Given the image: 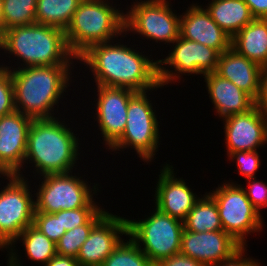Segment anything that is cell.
I'll return each instance as SVG.
<instances>
[{
    "label": "cell",
    "mask_w": 267,
    "mask_h": 266,
    "mask_svg": "<svg viewBox=\"0 0 267 266\" xmlns=\"http://www.w3.org/2000/svg\"><path fill=\"white\" fill-rule=\"evenodd\" d=\"M141 53L121 43L105 42L90 46L77 59L92 70L96 85L136 92L163 87L158 79V61Z\"/></svg>",
    "instance_id": "obj_1"
},
{
    "label": "cell",
    "mask_w": 267,
    "mask_h": 266,
    "mask_svg": "<svg viewBox=\"0 0 267 266\" xmlns=\"http://www.w3.org/2000/svg\"><path fill=\"white\" fill-rule=\"evenodd\" d=\"M0 67L10 70L16 111L32 119L55 118L53 108L70 84L71 65Z\"/></svg>",
    "instance_id": "obj_2"
},
{
    "label": "cell",
    "mask_w": 267,
    "mask_h": 266,
    "mask_svg": "<svg viewBox=\"0 0 267 266\" xmlns=\"http://www.w3.org/2000/svg\"><path fill=\"white\" fill-rule=\"evenodd\" d=\"M58 118L33 119L24 159L41 176L71 173L79 155V138ZM27 160V161H26Z\"/></svg>",
    "instance_id": "obj_3"
},
{
    "label": "cell",
    "mask_w": 267,
    "mask_h": 266,
    "mask_svg": "<svg viewBox=\"0 0 267 266\" xmlns=\"http://www.w3.org/2000/svg\"><path fill=\"white\" fill-rule=\"evenodd\" d=\"M0 49L22 59V67L72 65L73 58L77 60L67 44L64 30L39 23L5 30Z\"/></svg>",
    "instance_id": "obj_4"
},
{
    "label": "cell",
    "mask_w": 267,
    "mask_h": 266,
    "mask_svg": "<svg viewBox=\"0 0 267 266\" xmlns=\"http://www.w3.org/2000/svg\"><path fill=\"white\" fill-rule=\"evenodd\" d=\"M124 14L108 0H82L64 30L71 52L78 58L90 46L125 34Z\"/></svg>",
    "instance_id": "obj_5"
},
{
    "label": "cell",
    "mask_w": 267,
    "mask_h": 266,
    "mask_svg": "<svg viewBox=\"0 0 267 266\" xmlns=\"http://www.w3.org/2000/svg\"><path fill=\"white\" fill-rule=\"evenodd\" d=\"M9 183L0 191V249L8 248V266H23L15 253L16 238L33 224L34 196L24 176L3 175ZM14 245V246H12ZM10 246V247H9ZM11 248V249H10Z\"/></svg>",
    "instance_id": "obj_6"
},
{
    "label": "cell",
    "mask_w": 267,
    "mask_h": 266,
    "mask_svg": "<svg viewBox=\"0 0 267 266\" xmlns=\"http://www.w3.org/2000/svg\"><path fill=\"white\" fill-rule=\"evenodd\" d=\"M183 230V221L164 214L157 208L146 219H128V237L138 244L154 265L180 253Z\"/></svg>",
    "instance_id": "obj_7"
},
{
    "label": "cell",
    "mask_w": 267,
    "mask_h": 266,
    "mask_svg": "<svg viewBox=\"0 0 267 266\" xmlns=\"http://www.w3.org/2000/svg\"><path fill=\"white\" fill-rule=\"evenodd\" d=\"M146 92H136L130 98L124 133L109 149L134 148L138 157L148 163L158 151L160 135L159 122Z\"/></svg>",
    "instance_id": "obj_8"
},
{
    "label": "cell",
    "mask_w": 267,
    "mask_h": 266,
    "mask_svg": "<svg viewBox=\"0 0 267 266\" xmlns=\"http://www.w3.org/2000/svg\"><path fill=\"white\" fill-rule=\"evenodd\" d=\"M209 194L219 210L223 231L231 235L242 246L246 245V234L261 232L263 218L247 198L244 187L233 182L224 183Z\"/></svg>",
    "instance_id": "obj_9"
},
{
    "label": "cell",
    "mask_w": 267,
    "mask_h": 266,
    "mask_svg": "<svg viewBox=\"0 0 267 266\" xmlns=\"http://www.w3.org/2000/svg\"><path fill=\"white\" fill-rule=\"evenodd\" d=\"M36 192L35 212L55 213L81 207H98L93 201V194L99 190L88 186L87 181L69 173L49 174ZM86 182V183H85ZM97 189V190H96ZM92 190L94 191L92 194Z\"/></svg>",
    "instance_id": "obj_10"
},
{
    "label": "cell",
    "mask_w": 267,
    "mask_h": 266,
    "mask_svg": "<svg viewBox=\"0 0 267 266\" xmlns=\"http://www.w3.org/2000/svg\"><path fill=\"white\" fill-rule=\"evenodd\" d=\"M134 2L124 14V32H135L146 39L173 43L180 36V16L166 0Z\"/></svg>",
    "instance_id": "obj_11"
},
{
    "label": "cell",
    "mask_w": 267,
    "mask_h": 266,
    "mask_svg": "<svg viewBox=\"0 0 267 266\" xmlns=\"http://www.w3.org/2000/svg\"><path fill=\"white\" fill-rule=\"evenodd\" d=\"M173 47V50L168 54L169 56L165 59L157 60L158 79L162 86L171 83V81L173 83L174 80L177 82L176 80L181 77L180 73L205 75L217 70L220 55L217 50L181 36L173 42ZM163 65H169L175 71H169Z\"/></svg>",
    "instance_id": "obj_12"
},
{
    "label": "cell",
    "mask_w": 267,
    "mask_h": 266,
    "mask_svg": "<svg viewBox=\"0 0 267 266\" xmlns=\"http://www.w3.org/2000/svg\"><path fill=\"white\" fill-rule=\"evenodd\" d=\"M120 234V235H119ZM128 236V219L107 213L93 226L76 257L80 266H101Z\"/></svg>",
    "instance_id": "obj_13"
},
{
    "label": "cell",
    "mask_w": 267,
    "mask_h": 266,
    "mask_svg": "<svg viewBox=\"0 0 267 266\" xmlns=\"http://www.w3.org/2000/svg\"><path fill=\"white\" fill-rule=\"evenodd\" d=\"M96 119L107 147L124 133L130 98L136 91L124 87L97 85Z\"/></svg>",
    "instance_id": "obj_14"
},
{
    "label": "cell",
    "mask_w": 267,
    "mask_h": 266,
    "mask_svg": "<svg viewBox=\"0 0 267 266\" xmlns=\"http://www.w3.org/2000/svg\"><path fill=\"white\" fill-rule=\"evenodd\" d=\"M32 120L18 111L0 117V175L22 176Z\"/></svg>",
    "instance_id": "obj_15"
},
{
    "label": "cell",
    "mask_w": 267,
    "mask_h": 266,
    "mask_svg": "<svg viewBox=\"0 0 267 266\" xmlns=\"http://www.w3.org/2000/svg\"><path fill=\"white\" fill-rule=\"evenodd\" d=\"M223 121L228 156L233 152L257 150L267 144V113L257 106Z\"/></svg>",
    "instance_id": "obj_16"
},
{
    "label": "cell",
    "mask_w": 267,
    "mask_h": 266,
    "mask_svg": "<svg viewBox=\"0 0 267 266\" xmlns=\"http://www.w3.org/2000/svg\"><path fill=\"white\" fill-rule=\"evenodd\" d=\"M241 247L240 243L223 230L192 232L184 229L180 254L211 266L231 257Z\"/></svg>",
    "instance_id": "obj_17"
},
{
    "label": "cell",
    "mask_w": 267,
    "mask_h": 266,
    "mask_svg": "<svg viewBox=\"0 0 267 266\" xmlns=\"http://www.w3.org/2000/svg\"><path fill=\"white\" fill-rule=\"evenodd\" d=\"M170 164L163 166L155 192V208L173 218L184 221L199 199L187 186L184 179L174 176Z\"/></svg>",
    "instance_id": "obj_18"
},
{
    "label": "cell",
    "mask_w": 267,
    "mask_h": 266,
    "mask_svg": "<svg viewBox=\"0 0 267 266\" xmlns=\"http://www.w3.org/2000/svg\"><path fill=\"white\" fill-rule=\"evenodd\" d=\"M188 9L180 16L181 37L211 47L220 54L231 48V36L216 24L206 9L196 4Z\"/></svg>",
    "instance_id": "obj_19"
},
{
    "label": "cell",
    "mask_w": 267,
    "mask_h": 266,
    "mask_svg": "<svg viewBox=\"0 0 267 266\" xmlns=\"http://www.w3.org/2000/svg\"><path fill=\"white\" fill-rule=\"evenodd\" d=\"M203 76L211 102L222 119L248 112L255 106V100L249 94L216 72Z\"/></svg>",
    "instance_id": "obj_20"
},
{
    "label": "cell",
    "mask_w": 267,
    "mask_h": 266,
    "mask_svg": "<svg viewBox=\"0 0 267 266\" xmlns=\"http://www.w3.org/2000/svg\"><path fill=\"white\" fill-rule=\"evenodd\" d=\"M262 69L260 65L230 48L219 55L215 72L234 83L255 100L259 93Z\"/></svg>",
    "instance_id": "obj_21"
},
{
    "label": "cell",
    "mask_w": 267,
    "mask_h": 266,
    "mask_svg": "<svg viewBox=\"0 0 267 266\" xmlns=\"http://www.w3.org/2000/svg\"><path fill=\"white\" fill-rule=\"evenodd\" d=\"M231 48L267 68V19L255 18L242 28L232 37Z\"/></svg>",
    "instance_id": "obj_22"
},
{
    "label": "cell",
    "mask_w": 267,
    "mask_h": 266,
    "mask_svg": "<svg viewBox=\"0 0 267 266\" xmlns=\"http://www.w3.org/2000/svg\"><path fill=\"white\" fill-rule=\"evenodd\" d=\"M206 10L231 38L255 19L244 0H212Z\"/></svg>",
    "instance_id": "obj_23"
},
{
    "label": "cell",
    "mask_w": 267,
    "mask_h": 266,
    "mask_svg": "<svg viewBox=\"0 0 267 266\" xmlns=\"http://www.w3.org/2000/svg\"><path fill=\"white\" fill-rule=\"evenodd\" d=\"M183 224L184 229L192 232L223 230L218 207L209 193L202 198L199 197Z\"/></svg>",
    "instance_id": "obj_24"
},
{
    "label": "cell",
    "mask_w": 267,
    "mask_h": 266,
    "mask_svg": "<svg viewBox=\"0 0 267 266\" xmlns=\"http://www.w3.org/2000/svg\"><path fill=\"white\" fill-rule=\"evenodd\" d=\"M82 0H37L36 23L65 30Z\"/></svg>",
    "instance_id": "obj_25"
},
{
    "label": "cell",
    "mask_w": 267,
    "mask_h": 266,
    "mask_svg": "<svg viewBox=\"0 0 267 266\" xmlns=\"http://www.w3.org/2000/svg\"><path fill=\"white\" fill-rule=\"evenodd\" d=\"M22 240L28 259L41 262L43 265L53 258L56 253V243L50 240L33 224L28 226L16 240Z\"/></svg>",
    "instance_id": "obj_26"
},
{
    "label": "cell",
    "mask_w": 267,
    "mask_h": 266,
    "mask_svg": "<svg viewBox=\"0 0 267 266\" xmlns=\"http://www.w3.org/2000/svg\"><path fill=\"white\" fill-rule=\"evenodd\" d=\"M106 213L105 209L101 208L86 224L66 231L56 243V253L76 258L91 229Z\"/></svg>",
    "instance_id": "obj_27"
},
{
    "label": "cell",
    "mask_w": 267,
    "mask_h": 266,
    "mask_svg": "<svg viewBox=\"0 0 267 266\" xmlns=\"http://www.w3.org/2000/svg\"><path fill=\"white\" fill-rule=\"evenodd\" d=\"M36 4L37 0H3L4 30L36 23Z\"/></svg>",
    "instance_id": "obj_28"
},
{
    "label": "cell",
    "mask_w": 267,
    "mask_h": 266,
    "mask_svg": "<svg viewBox=\"0 0 267 266\" xmlns=\"http://www.w3.org/2000/svg\"><path fill=\"white\" fill-rule=\"evenodd\" d=\"M129 240V241H128ZM111 252L101 266H155L131 238Z\"/></svg>",
    "instance_id": "obj_29"
},
{
    "label": "cell",
    "mask_w": 267,
    "mask_h": 266,
    "mask_svg": "<svg viewBox=\"0 0 267 266\" xmlns=\"http://www.w3.org/2000/svg\"><path fill=\"white\" fill-rule=\"evenodd\" d=\"M33 225L54 243H57L66 230H62L61 211L55 213L35 212Z\"/></svg>",
    "instance_id": "obj_30"
},
{
    "label": "cell",
    "mask_w": 267,
    "mask_h": 266,
    "mask_svg": "<svg viewBox=\"0 0 267 266\" xmlns=\"http://www.w3.org/2000/svg\"><path fill=\"white\" fill-rule=\"evenodd\" d=\"M16 111L14 86L9 69L0 67V117Z\"/></svg>",
    "instance_id": "obj_31"
},
{
    "label": "cell",
    "mask_w": 267,
    "mask_h": 266,
    "mask_svg": "<svg viewBox=\"0 0 267 266\" xmlns=\"http://www.w3.org/2000/svg\"><path fill=\"white\" fill-rule=\"evenodd\" d=\"M100 209V207H81L61 210L62 230L68 231L86 224Z\"/></svg>",
    "instance_id": "obj_32"
},
{
    "label": "cell",
    "mask_w": 267,
    "mask_h": 266,
    "mask_svg": "<svg viewBox=\"0 0 267 266\" xmlns=\"http://www.w3.org/2000/svg\"><path fill=\"white\" fill-rule=\"evenodd\" d=\"M229 160L236 159L238 173L248 178H255V173L261 166L257 150L233 152Z\"/></svg>",
    "instance_id": "obj_33"
},
{
    "label": "cell",
    "mask_w": 267,
    "mask_h": 266,
    "mask_svg": "<svg viewBox=\"0 0 267 266\" xmlns=\"http://www.w3.org/2000/svg\"><path fill=\"white\" fill-rule=\"evenodd\" d=\"M248 190L244 188L247 198L253 207L261 214V210L267 207V185L255 178H248Z\"/></svg>",
    "instance_id": "obj_34"
},
{
    "label": "cell",
    "mask_w": 267,
    "mask_h": 266,
    "mask_svg": "<svg viewBox=\"0 0 267 266\" xmlns=\"http://www.w3.org/2000/svg\"><path fill=\"white\" fill-rule=\"evenodd\" d=\"M245 250H247L246 247L242 246L231 257L223 260L219 264L211 266H260V263L257 260H253L252 258L247 257V255H244V252H246Z\"/></svg>",
    "instance_id": "obj_35"
},
{
    "label": "cell",
    "mask_w": 267,
    "mask_h": 266,
    "mask_svg": "<svg viewBox=\"0 0 267 266\" xmlns=\"http://www.w3.org/2000/svg\"><path fill=\"white\" fill-rule=\"evenodd\" d=\"M155 266H207L206 264L194 260L183 254L173 255L169 258L159 261Z\"/></svg>",
    "instance_id": "obj_36"
},
{
    "label": "cell",
    "mask_w": 267,
    "mask_h": 266,
    "mask_svg": "<svg viewBox=\"0 0 267 266\" xmlns=\"http://www.w3.org/2000/svg\"><path fill=\"white\" fill-rule=\"evenodd\" d=\"M255 106L267 113V68H263L260 75L259 93L255 99Z\"/></svg>",
    "instance_id": "obj_37"
},
{
    "label": "cell",
    "mask_w": 267,
    "mask_h": 266,
    "mask_svg": "<svg viewBox=\"0 0 267 266\" xmlns=\"http://www.w3.org/2000/svg\"><path fill=\"white\" fill-rule=\"evenodd\" d=\"M255 18L267 19V0H244Z\"/></svg>",
    "instance_id": "obj_38"
},
{
    "label": "cell",
    "mask_w": 267,
    "mask_h": 266,
    "mask_svg": "<svg viewBox=\"0 0 267 266\" xmlns=\"http://www.w3.org/2000/svg\"><path fill=\"white\" fill-rule=\"evenodd\" d=\"M44 266H80L76 258L56 254Z\"/></svg>",
    "instance_id": "obj_39"
},
{
    "label": "cell",
    "mask_w": 267,
    "mask_h": 266,
    "mask_svg": "<svg viewBox=\"0 0 267 266\" xmlns=\"http://www.w3.org/2000/svg\"><path fill=\"white\" fill-rule=\"evenodd\" d=\"M2 12H3V0H0V41L5 33L4 26L2 24Z\"/></svg>",
    "instance_id": "obj_40"
}]
</instances>
